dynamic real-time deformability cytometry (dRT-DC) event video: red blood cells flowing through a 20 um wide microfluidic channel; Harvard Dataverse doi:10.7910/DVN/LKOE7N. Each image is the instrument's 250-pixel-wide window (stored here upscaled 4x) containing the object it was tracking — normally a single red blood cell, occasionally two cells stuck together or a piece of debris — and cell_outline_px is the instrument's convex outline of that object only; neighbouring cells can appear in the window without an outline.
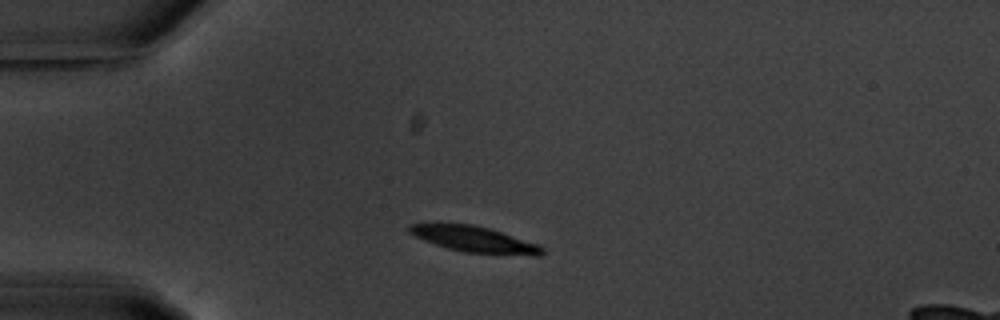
{"species": "common noctule bat (a hibernating species)", "species_latin": "Nyctalus noctula", "temperature_condition": "warm", "stored_images_in_passage": 3, "camera_frame_rate_fps": 3000, "um_per_image_px": 0.085, "animal": {"sex": "male", "body_mass_g": 20.1, "forearm_length_mm": 53.5}, "frame": {"image": 1, "passage_image": 1, "time_ms": 0.0, "image_size_px": [1000, 320], "cell_outline_px": [[544, 252], [540, 256], [532, 256], [464, 252], [448, 248], [424, 240], [408, 232], [408, 224], [472, 224], [488, 228], [540, 244], [544, 248]], "centroid_in_image_um": [40.4, 20.36], "position_along_channel_um": 44.6, "area_um2": 19.94}}
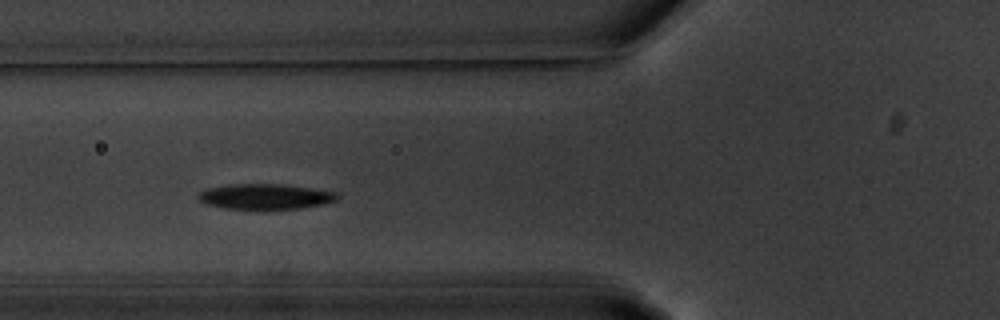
{"frame": {"image": 2, "passage_image": 3, "time_ms": 2.333, "image_size_px": [1000, 320], "cell_outline_px": [[340, 196], [336, 200], [324, 204], [300, 208], [224, 208], [204, 204], [196, 196], [200, 192], [208, 188], [228, 184], [284, 184], [312, 188], [336, 192]], "centroid_in_image_um": [22.54, 16.69], "position_along_channel_um": 103.3, "area_um2": 20.4}}